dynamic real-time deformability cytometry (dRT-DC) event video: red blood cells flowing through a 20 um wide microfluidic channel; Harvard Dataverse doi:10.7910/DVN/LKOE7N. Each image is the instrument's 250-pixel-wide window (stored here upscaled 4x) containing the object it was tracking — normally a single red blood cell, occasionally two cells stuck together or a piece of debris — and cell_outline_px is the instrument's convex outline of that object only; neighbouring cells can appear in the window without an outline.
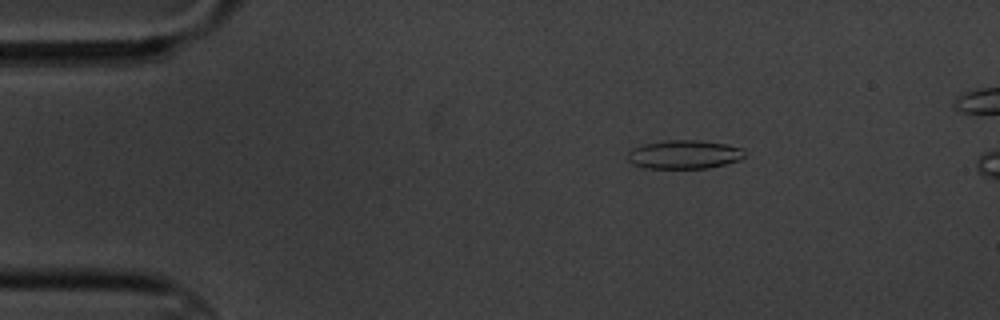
{"species": "common noctule bat (a hibernating species)", "species_latin": "Nyctalus noctula", "temperature_condition": "cold", "stored_images_in_passage": 5, "camera_frame_rate_fps": 3000, "um_per_image_px": 0.085, "animal": {"sex": "male", "body_mass_g": 20.1, "forearm_length_mm": 53.5}, "frame": {"image": 1, "passage_image": 3, "time_ms": 2.333, "image_size_px": [1000, 320], "cell_outline_px": [[744, 156], [740, 160], [708, 168], [644, 168], [632, 164], [628, 160], [628, 152], [632, 148], [644, 144], [664, 140], [700, 140], [724, 144], [744, 148]], "centroid_in_image_um": [58.14, 13.13], "position_along_channel_um": 26.9, "area_um2": 19.59}}